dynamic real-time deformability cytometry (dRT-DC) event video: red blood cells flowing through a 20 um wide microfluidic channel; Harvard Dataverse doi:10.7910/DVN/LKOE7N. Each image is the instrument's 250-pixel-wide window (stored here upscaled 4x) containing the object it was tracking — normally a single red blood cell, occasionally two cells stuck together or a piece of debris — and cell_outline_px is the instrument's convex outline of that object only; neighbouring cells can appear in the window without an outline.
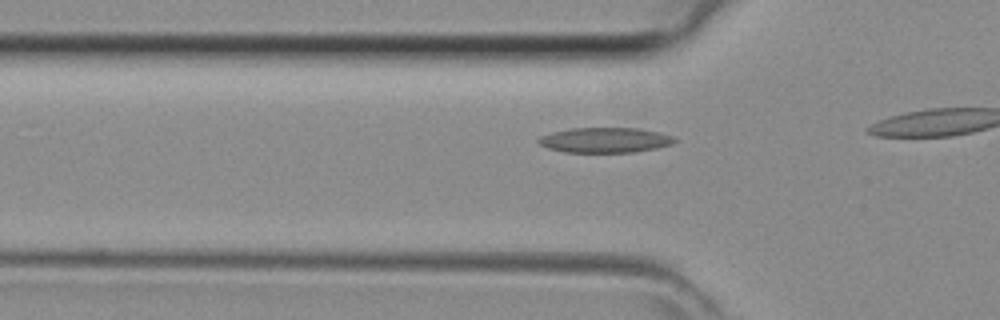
{"species": "common noctule bat (a hibernating species)", "species_latin": "Nyctalus noctula", "temperature_condition": "room temperature", "stored_images_in_passage": 12, "camera_frame_rate_fps": 3000, "um_per_image_px": 0.085, "animal": {"sex": "female", "body_mass_g": 29.2, "forearm_length_mm": 56.3}, "frame": {"image": 1, "passage_image": 10, "time_ms": 3.0, "image_size_px": [1000, 320], "cell_outline_px": [[676, 140], [672, 144], [656, 148], [632, 152], [564, 152], [548, 148], [540, 144], [536, 140], [540, 136], [552, 132], [572, 128], [636, 128], [656, 132], [672, 136]], "centroid_in_image_um": [51.38, 11.91], "position_along_channel_um": 74.4, "area_um2": 19.71}}